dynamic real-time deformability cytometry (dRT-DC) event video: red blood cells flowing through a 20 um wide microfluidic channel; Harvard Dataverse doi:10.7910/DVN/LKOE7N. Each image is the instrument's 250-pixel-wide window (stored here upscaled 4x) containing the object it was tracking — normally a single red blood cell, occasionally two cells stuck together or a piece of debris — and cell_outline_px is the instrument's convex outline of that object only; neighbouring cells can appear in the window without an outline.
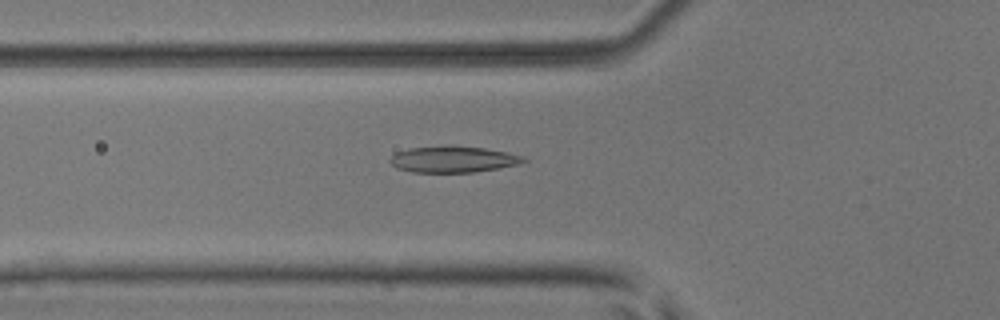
{"species": "common noctule bat (a hibernating species)", "species_latin": "Nyctalus noctula", "temperature_condition": "room temperature", "stored_images_in_passage": 39, "camera_frame_rate_fps": 3000, "um_per_image_px": 0.085, "animal": {"sex": "male", "body_mass_g": 17.9, "forearm_length_mm": 54.2}, "frame": {"image": 1, "passage_image": 6, "time_ms": 1.667, "image_size_px": [1000, 320], "cell_outline_px": [[528, 160], [520, 164], [472, 172], [412, 172], [396, 168], [388, 160], [396, 152], [408, 148], [448, 144], [452, 144], [484, 148], [508, 152], [524, 156]], "centroid_in_image_um": [38.5, 13.51], "position_along_channel_um": 87.3, "area_um2": 20.81}}
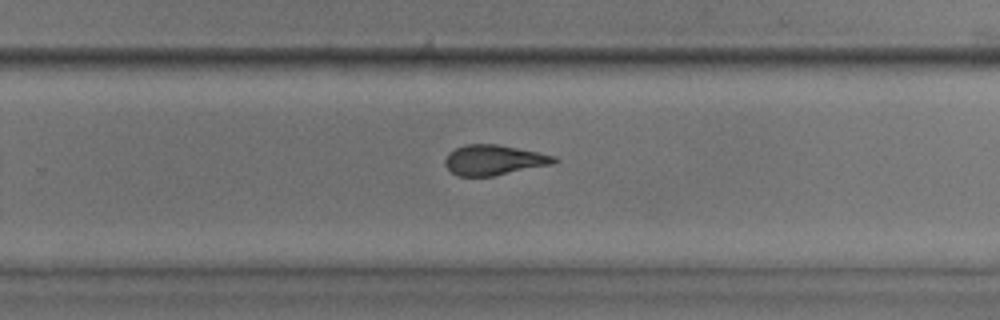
{"frame": {"image": 2, "passage_image": 21, "time_ms": 6.667, "image_size_px": [1000, 320], "cell_outline_px": [[560, 160], [552, 164], [492, 176], [456, 176], [444, 164], [444, 160], [448, 152], [464, 144], [496, 144], [556, 156]], "centroid_in_image_um": [41.94, 13.6], "position_along_channel_um": 287.9, "area_um2": 19.07}}
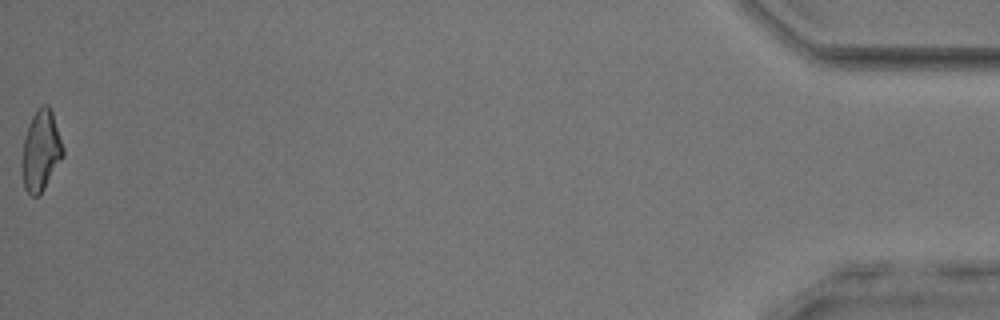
{"frame": {"image": 3, "passage_image": 39, "time_ms": 12.667, "image_size_px": [1000, 320], "cell_outline_px": [[64, 156], [40, 196], [32, 196], [24, 188], [20, 164], [24, 136], [28, 124], [32, 116], [44, 104], [48, 104], [52, 112], [64, 148]], "centroid_in_image_um": [3.46, 12.86], "position_along_channel_um": 431.7, "area_um2": 19.54}, "authors_computed_cell_mechanics": {"area_um2": 19.5942, "velocity_mm_per_s": 4.0174, "shape_relaxation_time_tau1_ms": 4.6992, "shape_relaxation_time_tau2_ms": 1.4093, "deformation_change_tau1": 0.1746, "deformation_change_tau2": 0.0826}}